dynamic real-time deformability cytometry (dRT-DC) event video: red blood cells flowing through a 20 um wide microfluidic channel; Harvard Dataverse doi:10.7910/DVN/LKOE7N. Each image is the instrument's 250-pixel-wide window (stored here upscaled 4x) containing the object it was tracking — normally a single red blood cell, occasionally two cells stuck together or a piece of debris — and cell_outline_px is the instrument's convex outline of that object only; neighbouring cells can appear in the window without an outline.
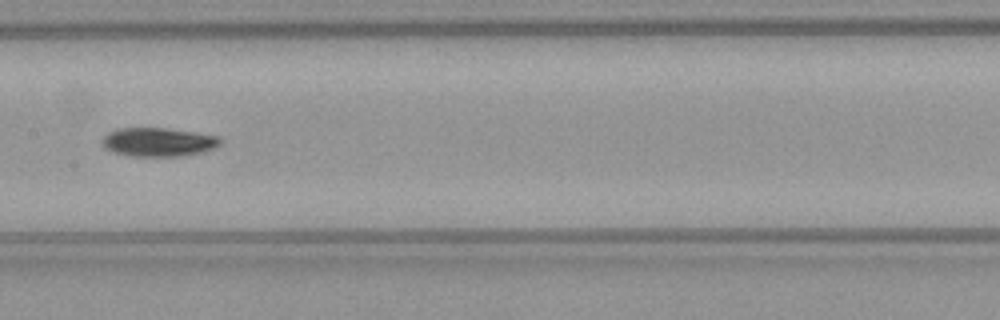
{"species": "common noctule bat (a hibernating species)", "species_latin": "Nyctalus noctula", "temperature_condition": "warm", "stored_images_in_passage": 40, "camera_frame_rate_fps": 3000, "um_per_image_px": 0.085, "animal": {"sex": "female", "body_mass_g": 21.9}, "frame": {"image": 1, "passage_image": 12, "time_ms": 3.667, "image_size_px": [1000, 320], "cell_outline_px": [[220, 144], [204, 152], [184, 156], [132, 156], [112, 152], [104, 148], [104, 136], [108, 132], [120, 128], [164, 128], [196, 132], [216, 136], [220, 140]], "centroid_in_image_um": [13.45, 12.08], "position_along_channel_um": 194.0, "area_um2": 19.65}, "authors_computed_cell_mechanics": {"area_um2": 19.3052, "velocity_mm_per_s": 3.8555, "shape_relaxation_time_tau1_ms": 4.5822, "shape_relaxation_time_tau2_ms": null, "deformation_change_tau1": 0.1648, "deformation_change_tau2": null}}